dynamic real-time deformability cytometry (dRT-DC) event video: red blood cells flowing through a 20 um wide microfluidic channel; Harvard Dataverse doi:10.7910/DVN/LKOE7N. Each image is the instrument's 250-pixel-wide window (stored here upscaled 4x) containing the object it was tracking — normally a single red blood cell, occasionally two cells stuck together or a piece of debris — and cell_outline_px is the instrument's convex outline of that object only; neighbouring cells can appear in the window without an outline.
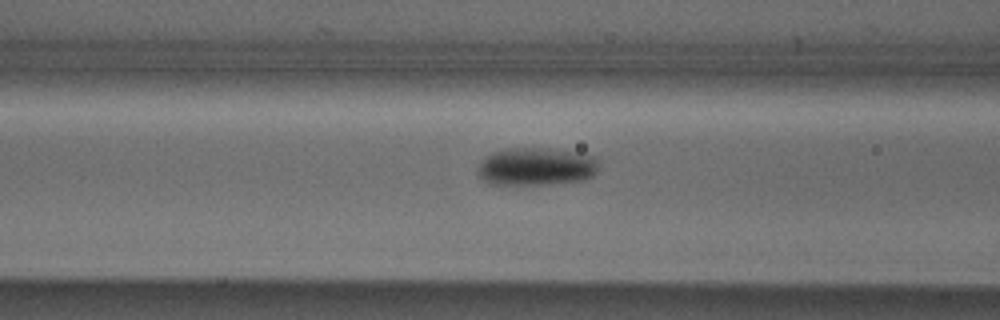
{"species": "Egyptian fruit bat (a non-hibernating species)", "species_latin": "Rousettus aegyptiacus", "temperature_condition": "cold", "stored_images_in_passage": 17, "camera_frame_rate_fps": 3000, "um_per_image_px": 0.085, "animal": {"sex": "male"}, "frame": {"image": 1, "passage_image": 15, "time_ms": 4.667, "image_size_px": [1000, 320], "cell_outline_px": [[596, 172], [592, 176], [584, 180], [552, 184], [488, 184], [476, 172], [480, 164], [492, 152], [504, 148], [548, 148], [580, 152], [596, 156]], "centroid_in_image_um": [45.59, 14.15], "position_along_channel_um": 121.0, "area_um2": 26.82}}